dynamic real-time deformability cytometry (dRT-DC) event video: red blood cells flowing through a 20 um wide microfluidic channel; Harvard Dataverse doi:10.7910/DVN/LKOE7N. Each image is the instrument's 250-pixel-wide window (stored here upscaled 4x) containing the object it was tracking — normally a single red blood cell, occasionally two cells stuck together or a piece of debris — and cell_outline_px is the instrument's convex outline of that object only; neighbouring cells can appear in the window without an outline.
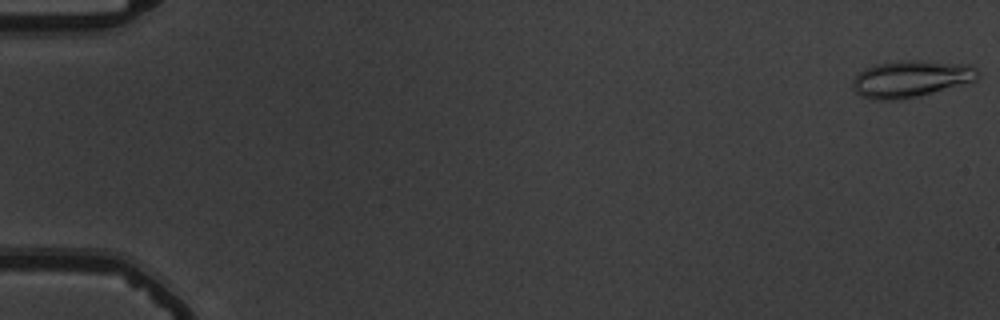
{"species": "common noctule bat (a hibernating species)", "species_latin": "Nyctalus noctula", "temperature_condition": "warm", "stored_images_in_passage": 55, "camera_frame_rate_fps": 3000, "um_per_image_px": 0.085, "animal": {"sex": "male", "body_mass_g": 19.5, "forearm_length_mm": 54.6}, "frame": {"image": 1, "passage_image": 1, "time_ms": 0.0, "image_size_px": [1000, 320], "cell_outline_px": [[980, 76], [976, 80], [916, 96], [896, 100], [872, 100], [860, 96], [852, 88], [852, 80], [864, 68], [872, 64], [900, 60], [916, 60], [972, 64], [980, 72]], "centroid_in_image_um": [77.4, 6.68], "position_along_channel_um": 7.6, "area_um2": 26.99}}
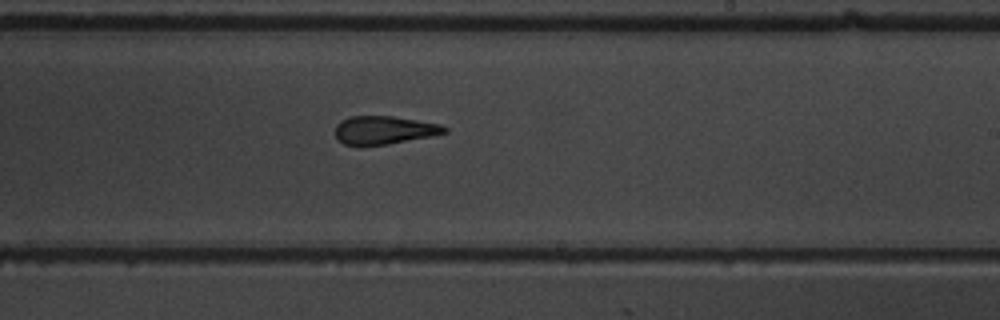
{"frame": {"image": 2, "passage_image": 34, "time_ms": 11.0, "image_size_px": [1000, 320], "cell_outline_px": [[448, 132], [432, 136], [388, 144], [360, 148], [344, 144], [336, 136], [336, 124], [340, 120], [348, 116], [392, 116], [440, 124], [448, 128]], "centroid_in_image_um": [32.61, 11.08], "position_along_channel_um": 256.4, "area_um2": 18.38}}
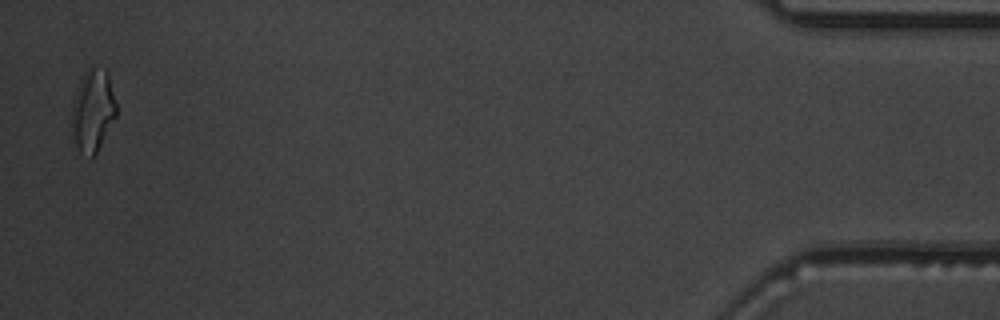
{"frame": {"image": 3, "passage_image": 54, "time_ms": 17.667, "image_size_px": [1000, 320], "cell_outline_px": [[116, 116], [96, 152], [88, 160], [80, 152], [76, 144], [72, 124], [72, 104], [80, 80], [88, 64], [104, 68], [108, 72], [116, 104]], "centroid_in_image_um": [7.89, 9.34], "position_along_channel_um": 427.3, "area_um2": 21.33}, "authors_computed_cell_mechanics": {"area_um2": 19.5942, "velocity_mm_per_s": 3.7883, "shape_relaxation_time_tau1_ms": null, "shape_relaxation_time_tau2_ms": 3.0008, "deformation_change_tau1": null, "deformation_change_tau2": 0.1355}}